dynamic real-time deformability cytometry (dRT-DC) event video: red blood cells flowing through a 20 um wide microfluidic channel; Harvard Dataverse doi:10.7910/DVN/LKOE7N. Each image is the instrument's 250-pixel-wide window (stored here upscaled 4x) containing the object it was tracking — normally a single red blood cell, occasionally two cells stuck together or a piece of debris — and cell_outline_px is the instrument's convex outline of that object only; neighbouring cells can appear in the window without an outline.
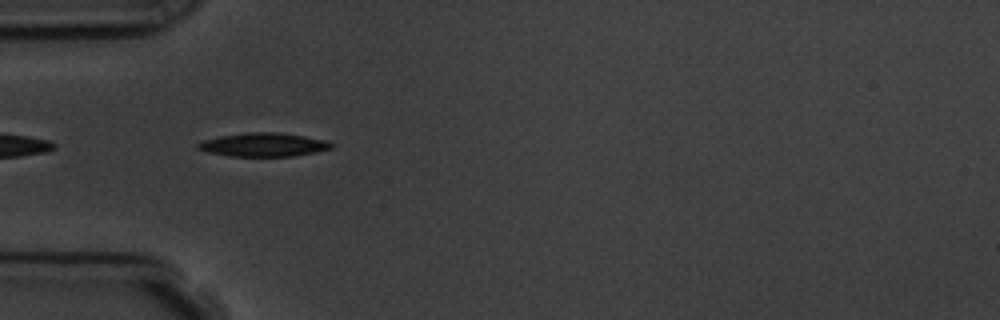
{"species": "common noctule bat (a hibernating species)", "species_latin": "Nyctalus noctula", "temperature_condition": "room temperature", "stored_images_in_passage": 3, "camera_frame_rate_fps": 3000, "um_per_image_px": 0.085, "animal": {"sex": "male", "body_mass_g": 19.5, "forearm_length_mm": 54.6}, "frame": {"image": 1, "passage_image": 2, "time_ms": 1.333, "image_size_px": [1000, 320], "cell_outline_px": [[336, 144], [332, 148], [316, 152], [292, 156], [232, 156], [208, 152], [196, 148], [196, 144], [204, 140], [220, 136], [248, 132], [280, 132], [304, 136], [324, 140]], "centroid_in_image_um": [22.42, 12.29], "position_along_channel_um": 62.6, "area_um2": 18.32}}